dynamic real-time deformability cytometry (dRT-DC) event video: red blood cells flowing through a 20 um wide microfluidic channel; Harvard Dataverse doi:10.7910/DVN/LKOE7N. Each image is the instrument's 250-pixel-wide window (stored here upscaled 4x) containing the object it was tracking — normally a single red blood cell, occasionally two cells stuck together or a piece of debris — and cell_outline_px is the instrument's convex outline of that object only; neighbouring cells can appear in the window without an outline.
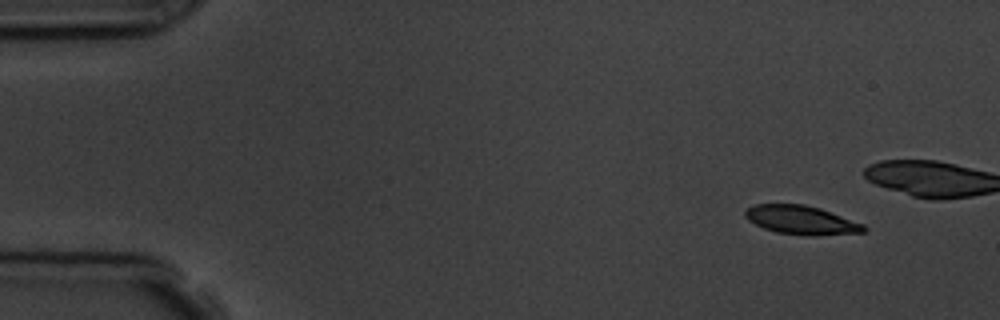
{"species": "common noctule bat (a hibernating species)", "species_latin": "Nyctalus noctula", "temperature_condition": "room temperature", "stored_images_in_passage": 6, "camera_frame_rate_fps": 3000, "um_per_image_px": 0.085, "animal": {"sex": "male", "body_mass_g": 19.5, "forearm_length_mm": 54.6}, "frame": {"image": 1, "passage_image": 1, "time_ms": 0.0, "image_size_px": [1000, 320], "cell_outline_px": [[868, 228], [864, 232], [812, 236], [776, 232], [764, 228], [748, 220], [744, 216], [744, 212], [748, 208], [756, 204], [804, 204], [820, 208], [864, 224]], "centroid_in_image_um": [68.12, 18.7], "position_along_channel_um": 16.9, "area_um2": 19.83}}